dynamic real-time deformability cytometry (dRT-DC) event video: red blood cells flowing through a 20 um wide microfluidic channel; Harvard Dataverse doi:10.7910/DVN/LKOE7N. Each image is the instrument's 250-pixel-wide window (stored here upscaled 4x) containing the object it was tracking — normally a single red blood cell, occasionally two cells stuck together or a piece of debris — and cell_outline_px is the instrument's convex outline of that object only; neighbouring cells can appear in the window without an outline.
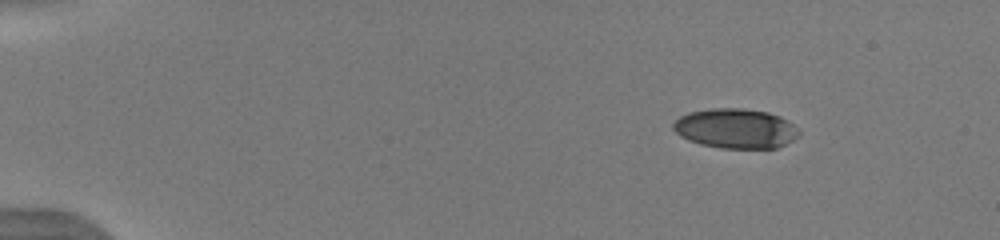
{"species": "human", "species_latin": "Homo sapiens", "temperature_condition": "warm", "stored_images_in_passage": 9, "camera_frame_rate_fps": 3000, "um_per_image_px": 0.085, "donor": {"sex": "male"}, "frame": {"image": 1, "passage_image": 2, "time_ms": 0.333, "image_size_px": [1000, 240], "cell_outline_px": [[800, 136], [776, 148], [720, 148], [700, 144], [688, 140], [680, 136], [672, 128], [672, 124], [680, 116], [688, 112], [708, 108], [744, 108], [768, 112], [780, 116], [788, 120], [800, 132]], "centroid_in_image_um": [62.51, 10.91], "position_along_channel_um": 22.5, "area_um2": 29.3}}
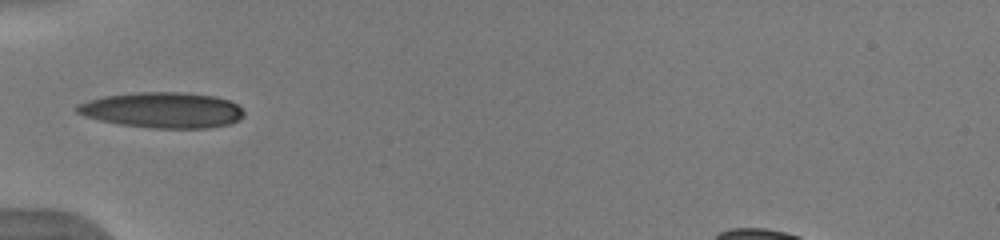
{"frame": {"image": 2, "passage_image": 6, "time_ms": 1.667, "image_size_px": [1000, 240], "cell_outline_px": [[244, 116], [240, 120], [228, 124], [208, 128], [152, 128], [120, 124], [100, 120], [84, 116], [76, 112], [76, 104], [88, 100], [104, 96], [140, 92], [180, 92], [216, 96], [228, 100], [236, 104], [244, 112]], "centroid_in_image_um": [13.81, 9.36], "position_along_channel_um": 71.2, "area_um2": 34.68}}
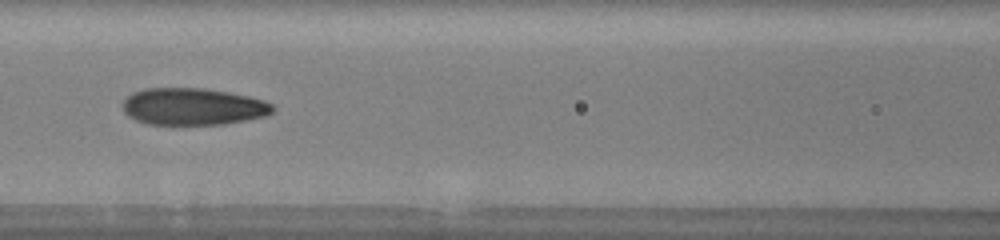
{"frame": {"image": 3, "passage_image": 8, "time_ms": 2.333, "image_size_px": [1000, 240], "cell_outline_px": [[276, 108], [272, 112], [264, 116], [224, 124], [148, 124], [136, 120], [128, 116], [124, 112], [124, 100], [132, 92], [144, 88], [204, 88], [228, 92], [248, 96], [264, 100], [272, 104]], "centroid_in_image_um": [16.4, 9.05], "position_along_channel_um": 150.2, "area_um2": 32.25}}